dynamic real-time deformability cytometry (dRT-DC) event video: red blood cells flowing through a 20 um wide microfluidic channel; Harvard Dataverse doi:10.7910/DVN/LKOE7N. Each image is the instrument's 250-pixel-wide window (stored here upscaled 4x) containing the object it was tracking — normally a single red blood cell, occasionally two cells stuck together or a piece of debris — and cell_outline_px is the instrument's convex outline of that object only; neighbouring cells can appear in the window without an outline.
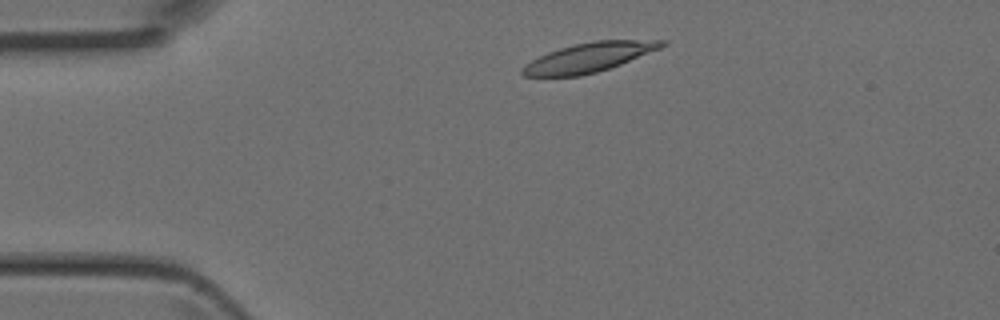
{"species": "Egyptian fruit bat (a non-hibernating species)", "species_latin": "Rousettus aegyptiacus", "temperature_condition": "room temperature", "stored_images_in_passage": 2, "camera_frame_rate_fps": 3000, "um_per_image_px": 0.085, "animal": {"sex": "female"}, "frame": {"image": 1, "passage_image": 1, "time_ms": 0.0, "image_size_px": [1000, 320], "cell_outline_px": [[668, 44], [660, 48], [620, 64], [596, 72], [580, 76], [524, 76], [520, 72], [520, 68], [524, 64], [548, 52], [560, 48], [576, 44], [596, 40], [668, 40]], "centroid_in_image_um": [50.04, 4.88], "position_along_channel_um": 35.0, "area_um2": 23.58}}